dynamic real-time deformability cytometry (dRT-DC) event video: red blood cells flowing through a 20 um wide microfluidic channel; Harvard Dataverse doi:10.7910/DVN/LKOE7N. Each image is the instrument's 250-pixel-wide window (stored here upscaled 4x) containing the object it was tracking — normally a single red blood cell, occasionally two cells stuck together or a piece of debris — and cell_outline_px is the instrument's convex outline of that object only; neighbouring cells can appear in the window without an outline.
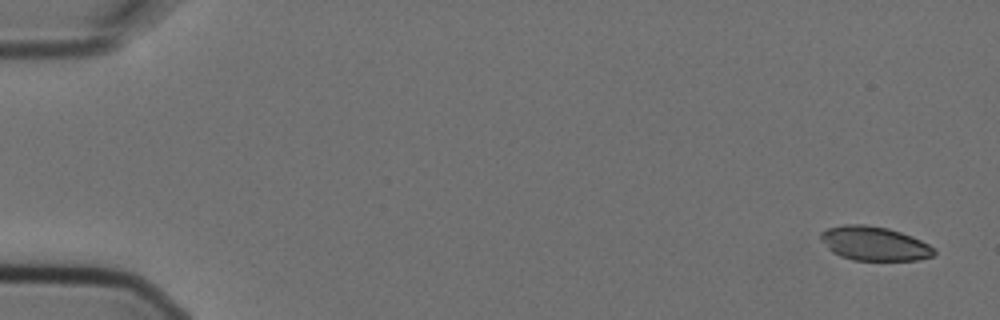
{"species": "Egyptian fruit bat (a non-hibernating species)", "species_latin": "Rousettus aegyptiacus", "temperature_condition": "cold", "stored_images_in_passage": 5, "camera_frame_rate_fps": 3000, "um_per_image_px": 0.085, "animal": {"sex": "female"}, "frame": {"image": 1, "passage_image": 1, "time_ms": 0.0, "image_size_px": [1000, 320], "cell_outline_px": [[936, 252], [932, 256], [920, 260], [852, 260], [840, 256], [832, 252], [820, 240], [820, 232], [828, 228], [844, 224], [864, 224], [888, 228], [912, 236], [936, 248]], "centroid_in_image_um": [74.31, 20.7], "position_along_channel_um": 10.7, "area_um2": 22.66}}